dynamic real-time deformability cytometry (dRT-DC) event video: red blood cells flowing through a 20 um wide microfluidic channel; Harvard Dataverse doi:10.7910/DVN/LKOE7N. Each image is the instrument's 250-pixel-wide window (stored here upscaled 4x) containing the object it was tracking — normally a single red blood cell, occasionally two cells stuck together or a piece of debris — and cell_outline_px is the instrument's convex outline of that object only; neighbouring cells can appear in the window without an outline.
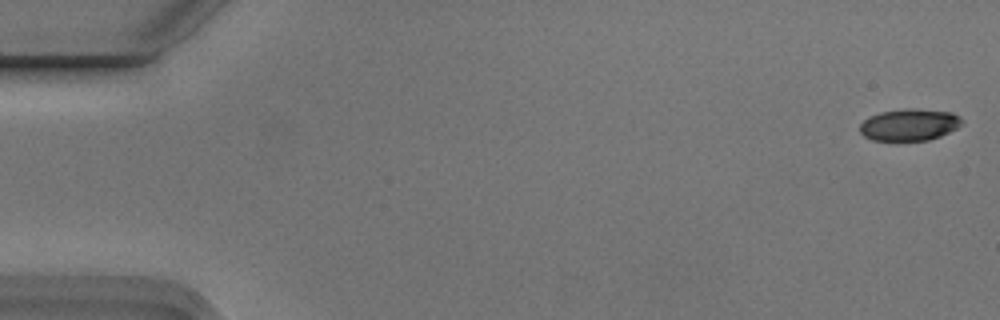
{"species": "Egyptian fruit bat (a non-hibernating species)", "species_latin": "Rousettus aegyptiacus", "temperature_condition": "cold", "stored_images_in_passage": 5, "camera_frame_rate_fps": 3000, "um_per_image_px": 0.085, "animal": {"sex": "male"}, "frame": {"image": 1, "passage_image": 1, "time_ms": 0.0, "image_size_px": [1000, 320], "cell_outline_px": [[964, 124], [940, 136], [928, 140], [872, 140], [864, 136], [860, 132], [860, 124], [868, 116], [880, 112], [904, 108], [912, 108], [952, 112], [960, 116], [964, 120]], "centroid_in_image_um": [77.31, 10.59], "position_along_channel_um": 7.7, "area_um2": 19.07}}